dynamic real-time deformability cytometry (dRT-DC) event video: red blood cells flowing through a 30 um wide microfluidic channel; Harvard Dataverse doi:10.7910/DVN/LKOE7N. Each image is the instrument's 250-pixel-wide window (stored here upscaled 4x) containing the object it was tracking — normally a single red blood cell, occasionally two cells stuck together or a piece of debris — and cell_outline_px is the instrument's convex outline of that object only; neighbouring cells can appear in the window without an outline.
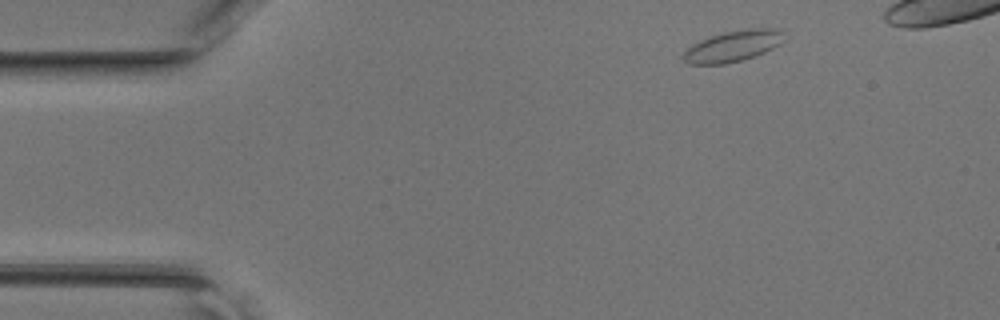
{"species": "common noctule bat (a hibernating species)", "species_latin": "Nyctalus noctula", "temperature_condition": "room temperature", "stored_images_in_passage": 7, "camera_frame_rate_fps": 3000, "um_per_image_px": 0.085, "animal": {"sex": "female", "body_mass_g": 17.0, "forearm_length_mm": 48.0}, "frame": {"image": 1, "passage_image": 1, "time_ms": 0.0, "image_size_px": [1000, 320], "cell_outline_px": [[780, 44], [764, 52], [740, 60], [724, 64], [692, 64], [684, 60], [680, 56], [692, 44], [700, 40], [724, 32], [744, 28], [772, 28], [780, 32]], "centroid_in_image_um": [62.22, 3.92], "position_along_channel_um": 22.8, "area_um2": 17.74}}